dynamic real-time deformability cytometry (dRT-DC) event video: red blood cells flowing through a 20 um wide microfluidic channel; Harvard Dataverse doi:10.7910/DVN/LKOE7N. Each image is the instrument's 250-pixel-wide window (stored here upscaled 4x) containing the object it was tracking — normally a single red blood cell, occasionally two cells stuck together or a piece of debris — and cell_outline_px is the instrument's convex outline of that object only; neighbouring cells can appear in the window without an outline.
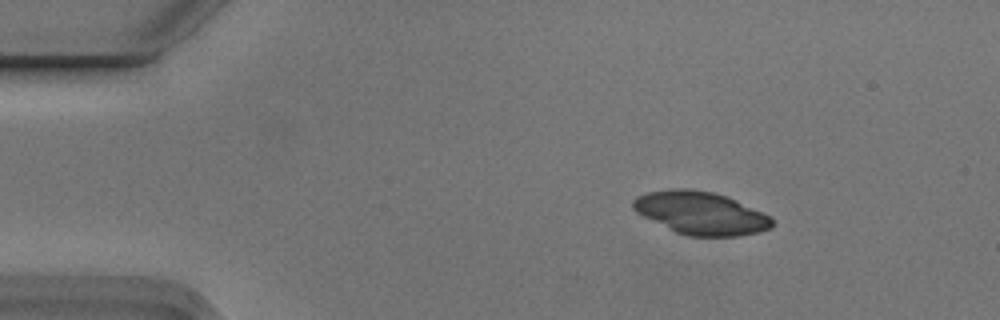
{"species": "Egyptian fruit bat (a non-hibernating species)", "species_latin": "Rousettus aegyptiacus", "temperature_condition": "cold", "stored_images_in_passage": 3, "camera_frame_rate_fps": 3000, "um_per_image_px": 0.085, "animal": {"sex": "male"}, "frame": {"image": 1, "passage_image": 1, "time_ms": 0.0, "image_size_px": [1000, 320], "cell_outline_px": [[772, 228], [760, 232], [740, 236], [688, 236], [676, 232], [636, 212], [632, 208], [632, 200], [636, 196], [648, 192], [676, 188], [688, 188], [712, 192], [724, 196], [772, 216]], "centroid_in_image_um": [59.56, 18.12], "position_along_channel_um": 25.4, "area_um2": 34.45}}